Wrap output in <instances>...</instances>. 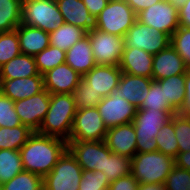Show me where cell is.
I'll use <instances>...</instances> for the list:
<instances>
[{"mask_svg": "<svg viewBox=\"0 0 190 190\" xmlns=\"http://www.w3.org/2000/svg\"><path fill=\"white\" fill-rule=\"evenodd\" d=\"M67 150V141L34 132L19 150L23 169L44 178Z\"/></svg>", "mask_w": 190, "mask_h": 190, "instance_id": "1", "label": "cell"}, {"mask_svg": "<svg viewBox=\"0 0 190 190\" xmlns=\"http://www.w3.org/2000/svg\"><path fill=\"white\" fill-rule=\"evenodd\" d=\"M76 110L72 94H50L49 109L37 133L68 142Z\"/></svg>", "mask_w": 190, "mask_h": 190, "instance_id": "2", "label": "cell"}, {"mask_svg": "<svg viewBox=\"0 0 190 190\" xmlns=\"http://www.w3.org/2000/svg\"><path fill=\"white\" fill-rule=\"evenodd\" d=\"M175 110L138 109L133 119V127L137 138V153L157 151L155 137L161 127L168 122Z\"/></svg>", "mask_w": 190, "mask_h": 190, "instance_id": "3", "label": "cell"}, {"mask_svg": "<svg viewBox=\"0 0 190 190\" xmlns=\"http://www.w3.org/2000/svg\"><path fill=\"white\" fill-rule=\"evenodd\" d=\"M174 166L175 159L158 150L131 158V174L139 183H164Z\"/></svg>", "mask_w": 190, "mask_h": 190, "instance_id": "4", "label": "cell"}, {"mask_svg": "<svg viewBox=\"0 0 190 190\" xmlns=\"http://www.w3.org/2000/svg\"><path fill=\"white\" fill-rule=\"evenodd\" d=\"M21 23L50 33L64 20L56 0H23Z\"/></svg>", "mask_w": 190, "mask_h": 190, "instance_id": "5", "label": "cell"}, {"mask_svg": "<svg viewBox=\"0 0 190 190\" xmlns=\"http://www.w3.org/2000/svg\"><path fill=\"white\" fill-rule=\"evenodd\" d=\"M136 19V13L125 0H109L106 7L95 18L94 28L124 37Z\"/></svg>", "mask_w": 190, "mask_h": 190, "instance_id": "6", "label": "cell"}, {"mask_svg": "<svg viewBox=\"0 0 190 190\" xmlns=\"http://www.w3.org/2000/svg\"><path fill=\"white\" fill-rule=\"evenodd\" d=\"M82 172V167L67 149L43 178V190H79Z\"/></svg>", "mask_w": 190, "mask_h": 190, "instance_id": "7", "label": "cell"}, {"mask_svg": "<svg viewBox=\"0 0 190 190\" xmlns=\"http://www.w3.org/2000/svg\"><path fill=\"white\" fill-rule=\"evenodd\" d=\"M87 35L96 64L119 66L125 49L124 37L92 28Z\"/></svg>", "mask_w": 190, "mask_h": 190, "instance_id": "8", "label": "cell"}, {"mask_svg": "<svg viewBox=\"0 0 190 190\" xmlns=\"http://www.w3.org/2000/svg\"><path fill=\"white\" fill-rule=\"evenodd\" d=\"M124 40L125 47H137L155 55L170 45L171 37L167 33L149 27L136 19L125 34Z\"/></svg>", "mask_w": 190, "mask_h": 190, "instance_id": "9", "label": "cell"}, {"mask_svg": "<svg viewBox=\"0 0 190 190\" xmlns=\"http://www.w3.org/2000/svg\"><path fill=\"white\" fill-rule=\"evenodd\" d=\"M67 149L83 170H105L106 157L112 153L105 141H68Z\"/></svg>", "mask_w": 190, "mask_h": 190, "instance_id": "10", "label": "cell"}, {"mask_svg": "<svg viewBox=\"0 0 190 190\" xmlns=\"http://www.w3.org/2000/svg\"><path fill=\"white\" fill-rule=\"evenodd\" d=\"M107 129L96 107L76 110L69 141H103Z\"/></svg>", "mask_w": 190, "mask_h": 190, "instance_id": "11", "label": "cell"}, {"mask_svg": "<svg viewBox=\"0 0 190 190\" xmlns=\"http://www.w3.org/2000/svg\"><path fill=\"white\" fill-rule=\"evenodd\" d=\"M136 17L143 24L167 33L170 37L180 27L178 9L165 0L144 9Z\"/></svg>", "mask_w": 190, "mask_h": 190, "instance_id": "12", "label": "cell"}, {"mask_svg": "<svg viewBox=\"0 0 190 190\" xmlns=\"http://www.w3.org/2000/svg\"><path fill=\"white\" fill-rule=\"evenodd\" d=\"M50 105V93L44 89L42 92L29 98L14 102L16 113L22 125L28 126L37 132L46 116Z\"/></svg>", "mask_w": 190, "mask_h": 190, "instance_id": "13", "label": "cell"}, {"mask_svg": "<svg viewBox=\"0 0 190 190\" xmlns=\"http://www.w3.org/2000/svg\"><path fill=\"white\" fill-rule=\"evenodd\" d=\"M96 108L107 128L133 122L137 112V107L119 97L115 91L104 97Z\"/></svg>", "mask_w": 190, "mask_h": 190, "instance_id": "14", "label": "cell"}, {"mask_svg": "<svg viewBox=\"0 0 190 190\" xmlns=\"http://www.w3.org/2000/svg\"><path fill=\"white\" fill-rule=\"evenodd\" d=\"M81 79L66 62L43 74L44 89L50 94H72Z\"/></svg>", "mask_w": 190, "mask_h": 190, "instance_id": "15", "label": "cell"}, {"mask_svg": "<svg viewBox=\"0 0 190 190\" xmlns=\"http://www.w3.org/2000/svg\"><path fill=\"white\" fill-rule=\"evenodd\" d=\"M121 74L119 66L97 64L82 79L104 98L118 87Z\"/></svg>", "mask_w": 190, "mask_h": 190, "instance_id": "16", "label": "cell"}, {"mask_svg": "<svg viewBox=\"0 0 190 190\" xmlns=\"http://www.w3.org/2000/svg\"><path fill=\"white\" fill-rule=\"evenodd\" d=\"M104 141L112 153L129 158L137 153V138L132 122L108 128Z\"/></svg>", "mask_w": 190, "mask_h": 190, "instance_id": "17", "label": "cell"}, {"mask_svg": "<svg viewBox=\"0 0 190 190\" xmlns=\"http://www.w3.org/2000/svg\"><path fill=\"white\" fill-rule=\"evenodd\" d=\"M152 68V79L156 81L169 78L173 75L185 74L188 69L182 57L171 44L166 49L153 55Z\"/></svg>", "mask_w": 190, "mask_h": 190, "instance_id": "18", "label": "cell"}, {"mask_svg": "<svg viewBox=\"0 0 190 190\" xmlns=\"http://www.w3.org/2000/svg\"><path fill=\"white\" fill-rule=\"evenodd\" d=\"M43 90V75L26 78L0 79V92L14 102L29 98Z\"/></svg>", "mask_w": 190, "mask_h": 190, "instance_id": "19", "label": "cell"}, {"mask_svg": "<svg viewBox=\"0 0 190 190\" xmlns=\"http://www.w3.org/2000/svg\"><path fill=\"white\" fill-rule=\"evenodd\" d=\"M152 78L126 74L122 72L116 94L127 99L132 105L139 108L148 95Z\"/></svg>", "mask_w": 190, "mask_h": 190, "instance_id": "20", "label": "cell"}, {"mask_svg": "<svg viewBox=\"0 0 190 190\" xmlns=\"http://www.w3.org/2000/svg\"><path fill=\"white\" fill-rule=\"evenodd\" d=\"M153 55L142 49L125 47L119 68L122 72L152 78Z\"/></svg>", "mask_w": 190, "mask_h": 190, "instance_id": "21", "label": "cell"}, {"mask_svg": "<svg viewBox=\"0 0 190 190\" xmlns=\"http://www.w3.org/2000/svg\"><path fill=\"white\" fill-rule=\"evenodd\" d=\"M56 2L64 23L81 27L87 32L95 27V18L82 0H56Z\"/></svg>", "mask_w": 190, "mask_h": 190, "instance_id": "22", "label": "cell"}, {"mask_svg": "<svg viewBox=\"0 0 190 190\" xmlns=\"http://www.w3.org/2000/svg\"><path fill=\"white\" fill-rule=\"evenodd\" d=\"M15 30L22 54L35 56L50 45L49 33L40 28L21 23Z\"/></svg>", "mask_w": 190, "mask_h": 190, "instance_id": "23", "label": "cell"}, {"mask_svg": "<svg viewBox=\"0 0 190 190\" xmlns=\"http://www.w3.org/2000/svg\"><path fill=\"white\" fill-rule=\"evenodd\" d=\"M66 63L82 77L97 65L88 35L66 51Z\"/></svg>", "mask_w": 190, "mask_h": 190, "instance_id": "24", "label": "cell"}, {"mask_svg": "<svg viewBox=\"0 0 190 190\" xmlns=\"http://www.w3.org/2000/svg\"><path fill=\"white\" fill-rule=\"evenodd\" d=\"M40 75L34 56L20 54L0 67V79L26 78Z\"/></svg>", "mask_w": 190, "mask_h": 190, "instance_id": "25", "label": "cell"}, {"mask_svg": "<svg viewBox=\"0 0 190 190\" xmlns=\"http://www.w3.org/2000/svg\"><path fill=\"white\" fill-rule=\"evenodd\" d=\"M86 35L87 31L81 27L63 23L56 30L49 33V42L50 45L66 52Z\"/></svg>", "mask_w": 190, "mask_h": 190, "instance_id": "26", "label": "cell"}, {"mask_svg": "<svg viewBox=\"0 0 190 190\" xmlns=\"http://www.w3.org/2000/svg\"><path fill=\"white\" fill-rule=\"evenodd\" d=\"M163 89L165 100L178 112L185 97V74L173 75L166 79L158 80Z\"/></svg>", "mask_w": 190, "mask_h": 190, "instance_id": "27", "label": "cell"}, {"mask_svg": "<svg viewBox=\"0 0 190 190\" xmlns=\"http://www.w3.org/2000/svg\"><path fill=\"white\" fill-rule=\"evenodd\" d=\"M23 0H0V33L15 30L22 20Z\"/></svg>", "mask_w": 190, "mask_h": 190, "instance_id": "28", "label": "cell"}, {"mask_svg": "<svg viewBox=\"0 0 190 190\" xmlns=\"http://www.w3.org/2000/svg\"><path fill=\"white\" fill-rule=\"evenodd\" d=\"M33 133L34 131L26 125L0 127V150H20Z\"/></svg>", "mask_w": 190, "mask_h": 190, "instance_id": "29", "label": "cell"}, {"mask_svg": "<svg viewBox=\"0 0 190 190\" xmlns=\"http://www.w3.org/2000/svg\"><path fill=\"white\" fill-rule=\"evenodd\" d=\"M23 170L19 150H0V186Z\"/></svg>", "mask_w": 190, "mask_h": 190, "instance_id": "30", "label": "cell"}, {"mask_svg": "<svg viewBox=\"0 0 190 190\" xmlns=\"http://www.w3.org/2000/svg\"><path fill=\"white\" fill-rule=\"evenodd\" d=\"M157 142V150L172 158L178 155V142L174 132V114L171 119L166 122L158 131L155 137Z\"/></svg>", "mask_w": 190, "mask_h": 190, "instance_id": "31", "label": "cell"}, {"mask_svg": "<svg viewBox=\"0 0 190 190\" xmlns=\"http://www.w3.org/2000/svg\"><path fill=\"white\" fill-rule=\"evenodd\" d=\"M102 173L109 183L120 177L128 176L131 174V158L111 153L109 157H106L105 170Z\"/></svg>", "mask_w": 190, "mask_h": 190, "instance_id": "32", "label": "cell"}, {"mask_svg": "<svg viewBox=\"0 0 190 190\" xmlns=\"http://www.w3.org/2000/svg\"><path fill=\"white\" fill-rule=\"evenodd\" d=\"M35 63L40 75L66 62V52L49 45L42 52L34 56Z\"/></svg>", "mask_w": 190, "mask_h": 190, "instance_id": "33", "label": "cell"}, {"mask_svg": "<svg viewBox=\"0 0 190 190\" xmlns=\"http://www.w3.org/2000/svg\"><path fill=\"white\" fill-rule=\"evenodd\" d=\"M0 190H43V178L23 170L10 181L2 184Z\"/></svg>", "mask_w": 190, "mask_h": 190, "instance_id": "34", "label": "cell"}, {"mask_svg": "<svg viewBox=\"0 0 190 190\" xmlns=\"http://www.w3.org/2000/svg\"><path fill=\"white\" fill-rule=\"evenodd\" d=\"M72 95L77 110L97 107L103 99V97L91 89V86L83 79L78 83Z\"/></svg>", "mask_w": 190, "mask_h": 190, "instance_id": "35", "label": "cell"}, {"mask_svg": "<svg viewBox=\"0 0 190 190\" xmlns=\"http://www.w3.org/2000/svg\"><path fill=\"white\" fill-rule=\"evenodd\" d=\"M21 54L17 31L0 33V67Z\"/></svg>", "mask_w": 190, "mask_h": 190, "instance_id": "36", "label": "cell"}, {"mask_svg": "<svg viewBox=\"0 0 190 190\" xmlns=\"http://www.w3.org/2000/svg\"><path fill=\"white\" fill-rule=\"evenodd\" d=\"M138 109L174 110L165 100L161 84L156 80H152L148 95Z\"/></svg>", "mask_w": 190, "mask_h": 190, "instance_id": "37", "label": "cell"}, {"mask_svg": "<svg viewBox=\"0 0 190 190\" xmlns=\"http://www.w3.org/2000/svg\"><path fill=\"white\" fill-rule=\"evenodd\" d=\"M174 132L178 142V152L190 151V117L174 114Z\"/></svg>", "mask_w": 190, "mask_h": 190, "instance_id": "38", "label": "cell"}, {"mask_svg": "<svg viewBox=\"0 0 190 190\" xmlns=\"http://www.w3.org/2000/svg\"><path fill=\"white\" fill-rule=\"evenodd\" d=\"M170 44L182 57L185 65L190 68V29L180 26L171 35Z\"/></svg>", "mask_w": 190, "mask_h": 190, "instance_id": "39", "label": "cell"}, {"mask_svg": "<svg viewBox=\"0 0 190 190\" xmlns=\"http://www.w3.org/2000/svg\"><path fill=\"white\" fill-rule=\"evenodd\" d=\"M22 125L16 113L14 101L0 92V127L13 128Z\"/></svg>", "mask_w": 190, "mask_h": 190, "instance_id": "40", "label": "cell"}, {"mask_svg": "<svg viewBox=\"0 0 190 190\" xmlns=\"http://www.w3.org/2000/svg\"><path fill=\"white\" fill-rule=\"evenodd\" d=\"M109 182L102 171L83 170L79 190H108Z\"/></svg>", "mask_w": 190, "mask_h": 190, "instance_id": "41", "label": "cell"}, {"mask_svg": "<svg viewBox=\"0 0 190 190\" xmlns=\"http://www.w3.org/2000/svg\"><path fill=\"white\" fill-rule=\"evenodd\" d=\"M164 184L166 190H190V171L175 165Z\"/></svg>", "mask_w": 190, "mask_h": 190, "instance_id": "42", "label": "cell"}, {"mask_svg": "<svg viewBox=\"0 0 190 190\" xmlns=\"http://www.w3.org/2000/svg\"><path fill=\"white\" fill-rule=\"evenodd\" d=\"M139 182L136 178L129 174L125 177H120L109 184L108 190H137Z\"/></svg>", "mask_w": 190, "mask_h": 190, "instance_id": "43", "label": "cell"}, {"mask_svg": "<svg viewBox=\"0 0 190 190\" xmlns=\"http://www.w3.org/2000/svg\"><path fill=\"white\" fill-rule=\"evenodd\" d=\"M185 97L181 109L177 112L180 115L190 116V68L185 73Z\"/></svg>", "mask_w": 190, "mask_h": 190, "instance_id": "44", "label": "cell"}, {"mask_svg": "<svg viewBox=\"0 0 190 190\" xmlns=\"http://www.w3.org/2000/svg\"><path fill=\"white\" fill-rule=\"evenodd\" d=\"M90 14L96 18L106 7L109 0H82Z\"/></svg>", "mask_w": 190, "mask_h": 190, "instance_id": "45", "label": "cell"}, {"mask_svg": "<svg viewBox=\"0 0 190 190\" xmlns=\"http://www.w3.org/2000/svg\"><path fill=\"white\" fill-rule=\"evenodd\" d=\"M179 26L190 29V0L178 9Z\"/></svg>", "mask_w": 190, "mask_h": 190, "instance_id": "46", "label": "cell"}, {"mask_svg": "<svg viewBox=\"0 0 190 190\" xmlns=\"http://www.w3.org/2000/svg\"><path fill=\"white\" fill-rule=\"evenodd\" d=\"M127 4L134 10L136 15L144 9L156 4L161 0H125Z\"/></svg>", "mask_w": 190, "mask_h": 190, "instance_id": "47", "label": "cell"}, {"mask_svg": "<svg viewBox=\"0 0 190 190\" xmlns=\"http://www.w3.org/2000/svg\"><path fill=\"white\" fill-rule=\"evenodd\" d=\"M175 165L190 171V151L178 152V155L175 158Z\"/></svg>", "mask_w": 190, "mask_h": 190, "instance_id": "48", "label": "cell"}, {"mask_svg": "<svg viewBox=\"0 0 190 190\" xmlns=\"http://www.w3.org/2000/svg\"><path fill=\"white\" fill-rule=\"evenodd\" d=\"M137 190H166L164 183H139Z\"/></svg>", "mask_w": 190, "mask_h": 190, "instance_id": "49", "label": "cell"}, {"mask_svg": "<svg viewBox=\"0 0 190 190\" xmlns=\"http://www.w3.org/2000/svg\"><path fill=\"white\" fill-rule=\"evenodd\" d=\"M169 3H172L177 9L182 7L187 0H165Z\"/></svg>", "mask_w": 190, "mask_h": 190, "instance_id": "50", "label": "cell"}]
</instances>
